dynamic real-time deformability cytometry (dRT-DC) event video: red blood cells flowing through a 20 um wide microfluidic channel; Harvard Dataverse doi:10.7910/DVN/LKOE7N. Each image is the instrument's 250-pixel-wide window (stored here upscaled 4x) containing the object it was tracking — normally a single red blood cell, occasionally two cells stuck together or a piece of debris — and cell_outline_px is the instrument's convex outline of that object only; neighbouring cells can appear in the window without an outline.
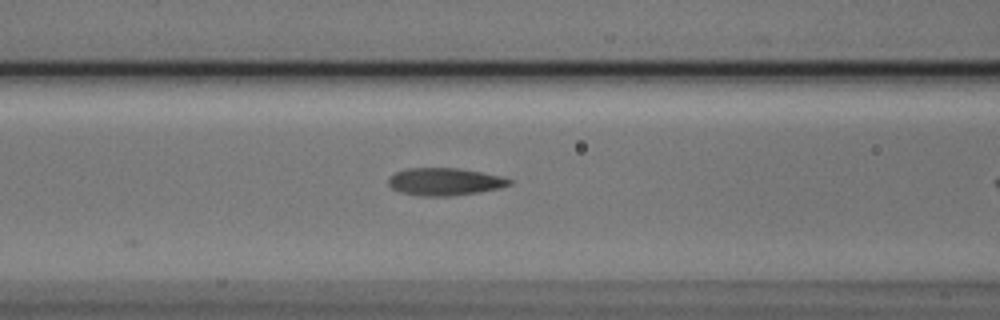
{"species": "Egyptian fruit bat (a non-hibernating species)", "species_latin": "Rousettus aegyptiacus", "temperature_condition": "cold", "stored_images_in_passage": 10, "camera_frame_rate_fps": 3000, "um_per_image_px": 0.085, "animal": {"sex": "male"}, "frame": {"image": 1, "passage_image": 9, "time_ms": 2.667, "image_size_px": [1000, 320], "cell_outline_px": [[512, 184], [500, 188], [480, 192], [448, 196], [420, 196], [400, 192], [392, 188], [388, 184], [388, 180], [396, 172], [408, 168], [460, 168], [484, 172], [504, 176], [512, 180]], "centroid_in_image_um": [37.86, 15.44], "position_along_channel_um": 128.7, "area_um2": 19.54}}